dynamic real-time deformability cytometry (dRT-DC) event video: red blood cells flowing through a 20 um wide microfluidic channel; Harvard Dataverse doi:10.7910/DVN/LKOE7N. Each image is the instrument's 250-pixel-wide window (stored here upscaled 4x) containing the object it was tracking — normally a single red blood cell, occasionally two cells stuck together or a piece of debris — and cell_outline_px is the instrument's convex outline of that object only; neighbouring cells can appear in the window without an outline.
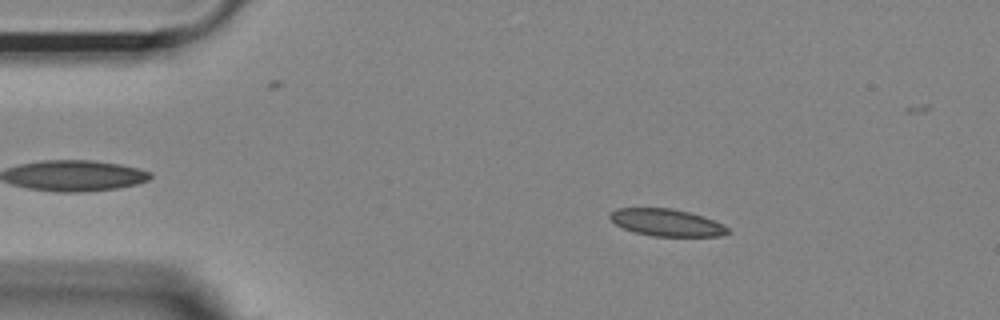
{"species": "Egyptian fruit bat (a non-hibernating species)", "species_latin": "Rousettus aegyptiacus", "temperature_condition": "room temperature", "stored_images_in_passage": 18, "camera_frame_rate_fps": 3000, "um_per_image_px": 0.085, "animal": {"sex": "female"}, "frame": {"image": 1, "passage_image": 8, "time_ms": 2.333, "image_size_px": [1000, 320], "cell_outline_px": [[732, 232], [720, 236], [652, 236], [636, 232], [624, 228], [616, 224], [608, 216], [616, 208], [672, 208], [704, 216], [724, 224]], "centroid_in_image_um": [56.71, 18.91], "position_along_channel_um": 28.3, "area_um2": 18.61}}
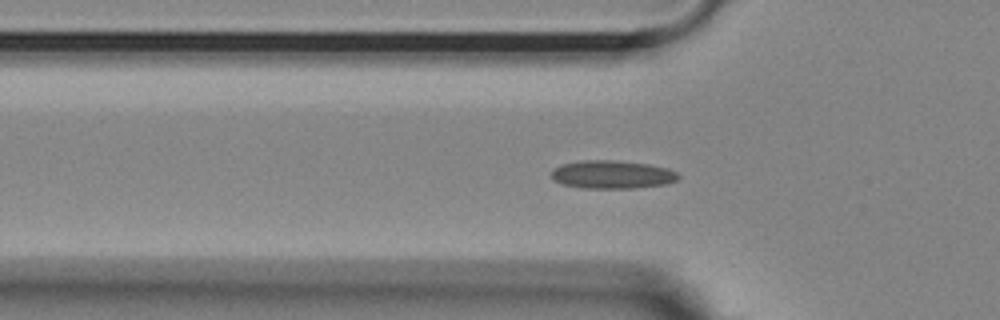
{"frame": {"image": 2, "passage_image": 16, "time_ms": 5.0, "image_size_px": [1000, 320], "cell_outline_px": [[680, 176], [676, 180], [664, 184], [636, 188], [580, 188], [560, 184], [552, 180], [552, 168], [560, 164], [580, 160], [612, 160], [648, 164], [668, 168], [676, 172]], "centroid_in_image_um": [51.97, 14.83], "position_along_channel_um": 73.8, "area_um2": 21.04}}